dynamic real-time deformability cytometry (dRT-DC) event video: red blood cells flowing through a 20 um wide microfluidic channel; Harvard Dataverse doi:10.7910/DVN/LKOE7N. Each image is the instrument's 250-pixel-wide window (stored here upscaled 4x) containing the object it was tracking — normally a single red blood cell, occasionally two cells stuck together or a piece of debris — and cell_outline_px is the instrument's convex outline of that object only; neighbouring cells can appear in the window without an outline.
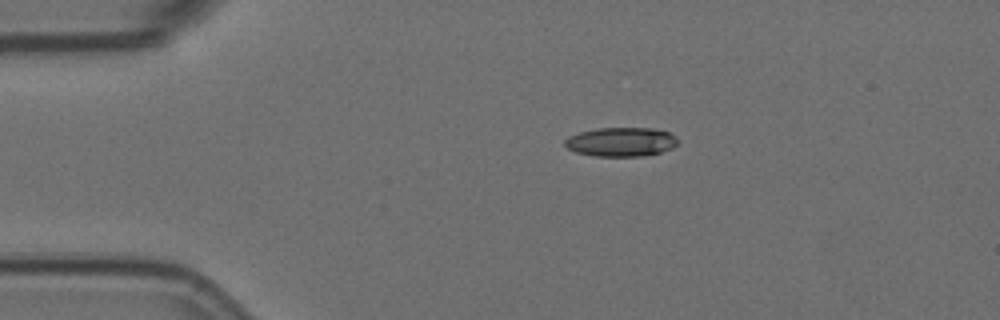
{"species": "Egyptian fruit bat (a non-hibernating species)", "species_latin": "Rousettus aegyptiacus", "temperature_condition": "room temperature", "stored_images_in_passage": 47, "camera_frame_rate_fps": 3000, "um_per_image_px": 0.085, "animal": {"sex": "female"}, "frame": {"image": 1, "passage_image": 1, "time_ms": 0.0, "image_size_px": [1000, 320], "cell_outline_px": [[676, 144], [672, 148], [660, 152], [644, 156], [596, 156], [576, 152], [568, 148], [564, 144], [564, 140], [568, 136], [580, 132], [596, 128], [652, 128], [668, 132], [676, 136]], "centroid_in_image_um": [52.77, 12.06], "position_along_channel_um": 32.2, "area_um2": 19.07}}
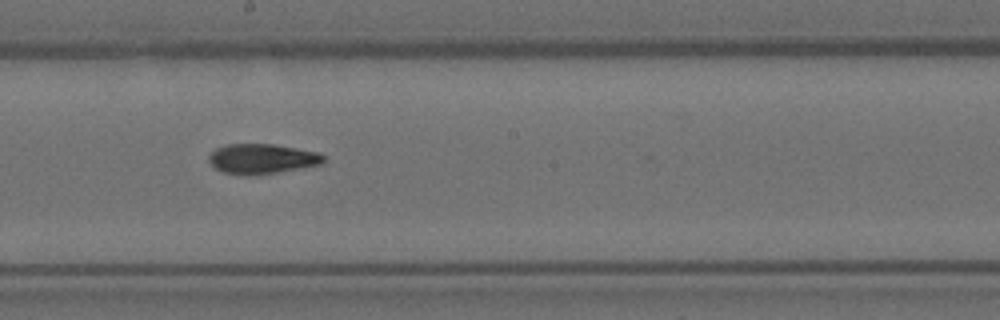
{"frame": {"image": 2, "passage_image": 21, "time_ms": 6.667, "image_size_px": [1000, 320], "cell_outline_px": [[324, 160], [320, 164], [256, 176], [240, 176], [224, 172], [216, 168], [208, 160], [208, 156], [216, 148], [228, 144], [272, 144], [320, 152], [324, 156]], "centroid_in_image_um": [22.24, 13.51], "position_along_channel_um": 226.0, "area_um2": 20.06}}
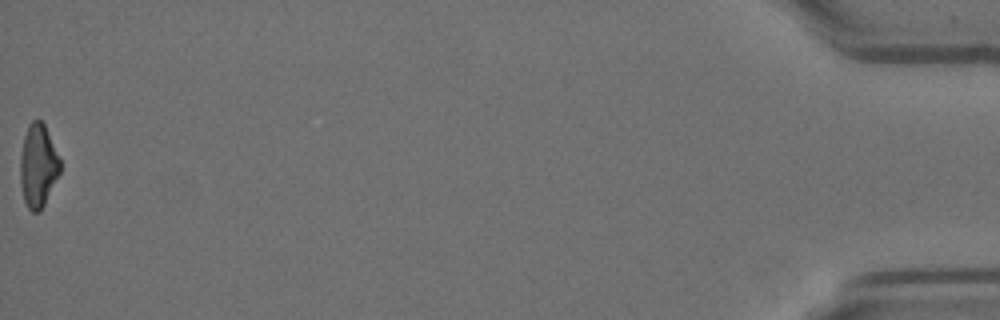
{"frame": {"image": 3, "passage_image": 47, "time_ms": 15.333, "image_size_px": [1000, 320], "cell_outline_px": [[60, 172], [40, 212], [32, 212], [28, 208], [24, 200], [20, 184], [20, 156], [24, 136], [28, 124], [32, 120], [40, 120], [44, 124], [60, 160]], "centroid_in_image_um": [3.21, 14.1], "position_along_channel_um": 432.0, "area_um2": 19.13}, "authors_computed_cell_mechanics": {"area_um2": 19.8832, "velocity_mm_per_s": 3.5634, "shape_relaxation_time_tau1_ms": null, "shape_relaxation_time_tau2_ms": 5.2354, "deformation_change_tau1": null, "deformation_change_tau2": 0.1372}}